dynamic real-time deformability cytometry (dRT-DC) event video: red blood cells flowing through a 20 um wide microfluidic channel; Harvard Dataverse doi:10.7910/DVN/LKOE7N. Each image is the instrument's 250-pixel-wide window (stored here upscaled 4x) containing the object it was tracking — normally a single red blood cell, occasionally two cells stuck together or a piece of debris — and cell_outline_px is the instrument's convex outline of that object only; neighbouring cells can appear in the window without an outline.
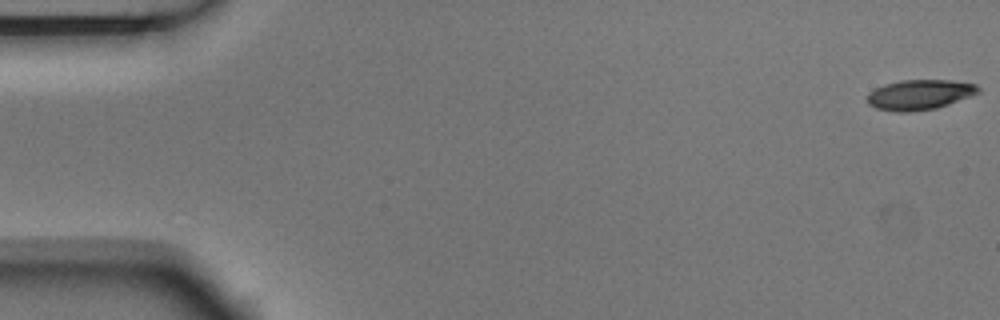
{"species": "Egyptian fruit bat (a non-hibernating species)", "species_latin": "Rousettus aegyptiacus", "temperature_condition": "room temperature", "stored_images_in_passage": 5, "camera_frame_rate_fps": 3000, "um_per_image_px": 0.085, "animal": {"sex": "male"}, "frame": {"image": 1, "passage_image": 1, "time_ms": 0.0, "image_size_px": [1000, 320], "cell_outline_px": [[980, 92], [948, 104], [936, 108], [912, 112], [896, 112], [876, 108], [868, 104], [868, 92], [884, 84], [900, 80], [952, 80], [976, 84], [980, 88]], "centroid_in_image_um": [78.15, 8.04], "position_along_channel_um": 6.8, "area_um2": 19.48}}
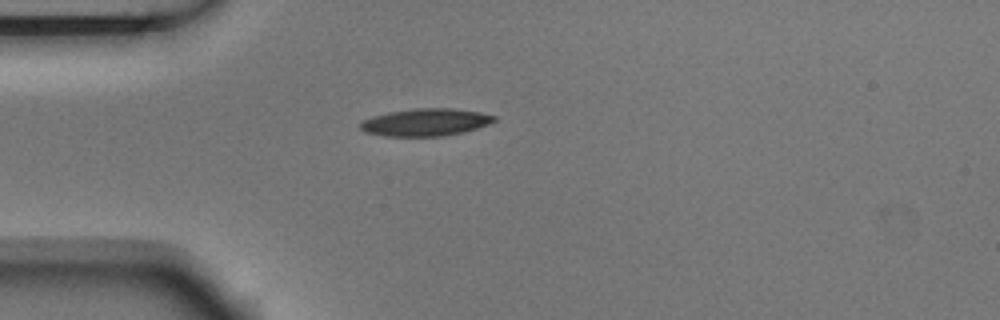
{"frame": {"image": 2, "passage_image": 5, "time_ms": 1.333, "image_size_px": [1000, 320], "cell_outline_px": [[496, 120], [488, 124], [464, 132], [444, 136], [384, 136], [364, 132], [360, 128], [360, 124], [364, 120], [372, 116], [388, 112], [416, 108], [452, 108], [480, 112], [496, 116]], "centroid_in_image_um": [36.17, 10.39], "position_along_channel_um": 48.8, "area_um2": 21.39}}